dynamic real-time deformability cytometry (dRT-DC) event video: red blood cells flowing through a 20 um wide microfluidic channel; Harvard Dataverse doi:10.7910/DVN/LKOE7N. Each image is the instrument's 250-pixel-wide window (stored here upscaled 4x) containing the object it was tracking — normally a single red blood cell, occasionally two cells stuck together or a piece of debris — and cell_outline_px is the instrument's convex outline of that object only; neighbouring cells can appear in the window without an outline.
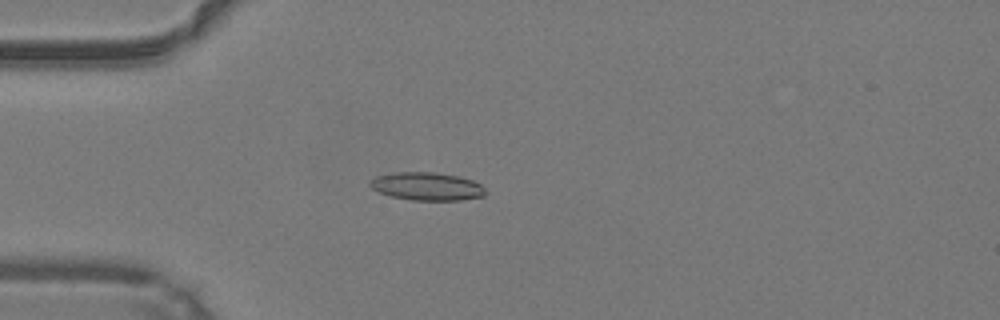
{"species": "common noctule bat (a hibernating species)", "species_latin": "Nyctalus noctula", "temperature_condition": "warm", "stored_images_in_passage": 49, "camera_frame_rate_fps": 3000, "um_per_image_px": 0.085, "animal": {"sex": "male", "body_mass_g": 19.2, "forearm_length_mm": 51.8}, "frame": {"image": 1, "passage_image": 14, "time_ms": 4.333, "image_size_px": [1000, 320], "cell_outline_px": [[484, 196], [460, 200], [412, 200], [392, 196], [380, 192], [372, 188], [368, 184], [368, 180], [376, 176], [396, 172], [432, 172], [456, 176], [472, 180], [480, 184], [484, 188]], "centroid_in_image_um": [36.25, 15.84], "position_along_channel_um": 48.8, "area_um2": 18.67}}
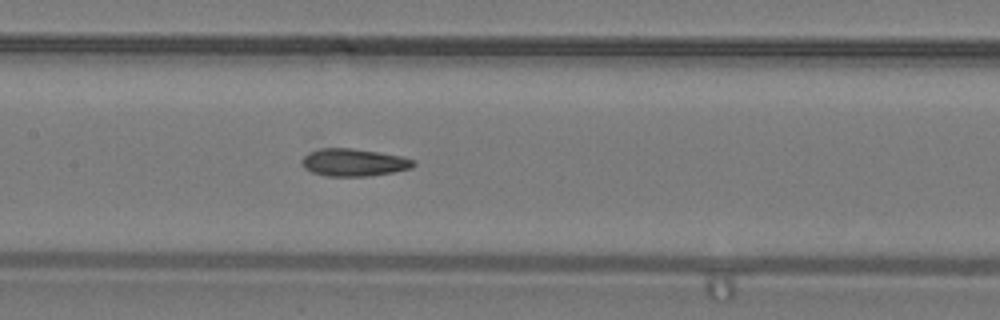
{"frame": {"image": 2, "passage_image": 24, "time_ms": 7.667, "image_size_px": [1000, 320], "cell_outline_px": [[416, 164], [412, 168], [392, 172], [368, 176], [328, 176], [312, 172], [304, 168], [304, 156], [308, 152], [320, 148], [352, 148], [400, 156], [412, 160]], "centroid_in_image_um": [30.06, 13.81], "position_along_channel_um": 177.3, "area_um2": 17.57}}
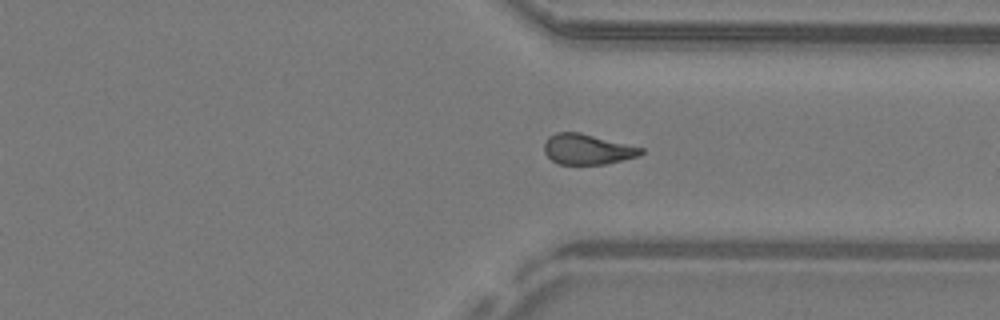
{"frame": {"image": 3, "passage_image": 37, "time_ms": 12.0, "image_size_px": [1000, 320], "cell_outline_px": [[644, 152], [640, 156], [604, 164], [560, 164], [552, 160], [544, 152], [544, 144], [548, 136], [556, 132], [580, 132], [644, 148]], "centroid_in_image_um": [49.93, 12.68], "position_along_channel_um": 361.5, "area_um2": 17.17}, "authors_computed_cell_mechanics": {"area_um2": 17.6868, "velocity_mm_per_s": 4.2569, "shape_relaxation_time_tau1_ms": null, "shape_relaxation_time_tau2_ms": 3.1685, "deformation_change_tau1": null, "deformation_change_tau2": 0.1092}}